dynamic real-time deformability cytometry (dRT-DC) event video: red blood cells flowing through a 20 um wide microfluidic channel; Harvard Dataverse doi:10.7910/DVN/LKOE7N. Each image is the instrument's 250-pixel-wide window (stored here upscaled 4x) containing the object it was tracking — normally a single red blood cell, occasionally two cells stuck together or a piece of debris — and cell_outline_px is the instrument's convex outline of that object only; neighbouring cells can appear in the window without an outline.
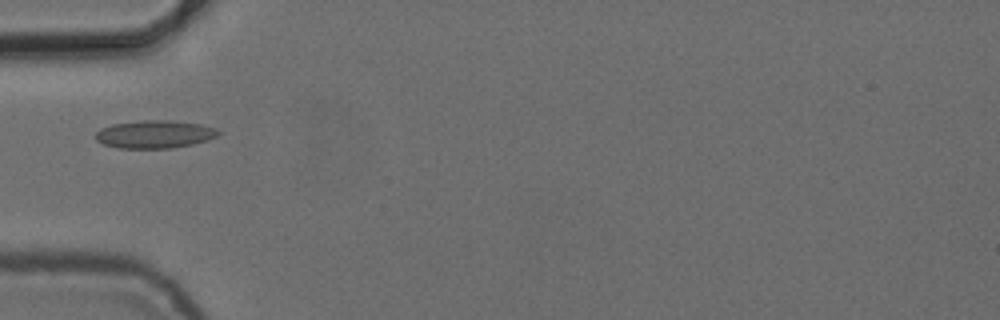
{"species": "common noctule bat (a hibernating species)", "species_latin": "Nyctalus noctula", "temperature_condition": "cold", "stored_images_in_passage": 7, "camera_frame_rate_fps": 3000, "um_per_image_px": 0.085, "animal": {"sex": "female", "body_mass_g": 24.6, "forearm_length_mm": 56.2}, "frame": {"image": 1, "passage_image": 3, "time_ms": 5.333, "image_size_px": [1000, 320], "cell_outline_px": [[220, 132], [216, 136], [208, 140], [192, 144], [172, 148], [120, 148], [104, 144], [96, 140], [96, 132], [100, 128], [112, 124], [144, 120], [168, 120], [200, 124], [216, 128]], "centroid_in_image_um": [13.14, 11.41], "position_along_channel_um": 71.9, "area_um2": 19.83}}
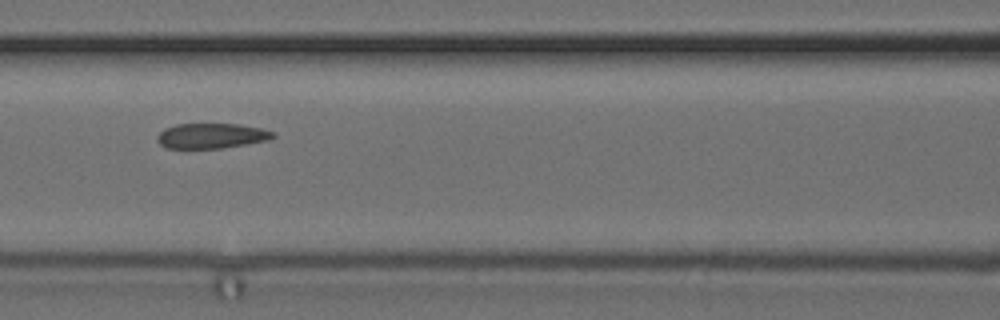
{"frame": {"image": 2, "passage_image": 5, "time_ms": 7.333, "image_size_px": [1000, 320], "cell_outline_px": [[276, 136], [268, 140], [224, 148], [164, 148], [156, 140], [156, 136], [164, 128], [176, 124], [240, 124], [264, 128], [276, 132]], "centroid_in_image_um": [17.99, 11.54], "position_along_channel_um": 148.6, "area_um2": 17.22}}
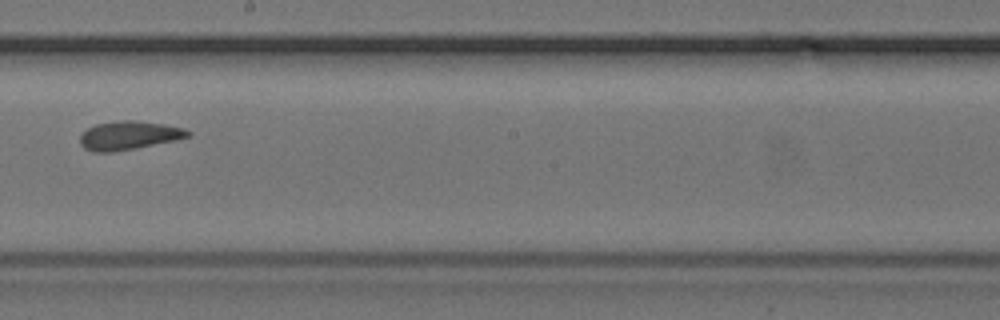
{"frame": {"image": 3, "passage_image": 7, "time_ms": 9.667, "image_size_px": [1000, 320], "cell_outline_px": [[192, 132], [188, 136], [176, 140], [136, 148], [112, 152], [92, 152], [84, 148], [80, 144], [80, 136], [88, 128], [96, 124], [124, 120], [132, 120], [164, 124], [184, 128]], "centroid_in_image_um": [10.95, 11.52], "position_along_channel_um": 237.3, "area_um2": 17.86}}